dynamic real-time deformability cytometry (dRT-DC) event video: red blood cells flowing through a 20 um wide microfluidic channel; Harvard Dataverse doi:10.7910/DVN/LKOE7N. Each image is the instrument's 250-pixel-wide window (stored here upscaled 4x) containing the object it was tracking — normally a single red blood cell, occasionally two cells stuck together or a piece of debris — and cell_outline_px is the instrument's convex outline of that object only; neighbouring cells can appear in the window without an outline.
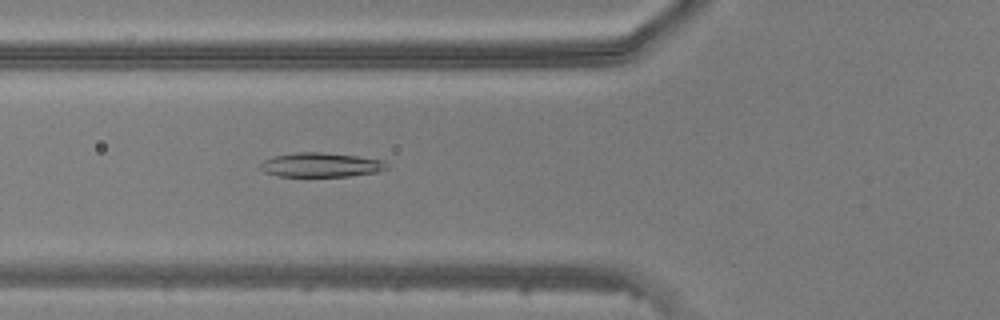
{"species": "common noctule bat (a hibernating species)", "species_latin": "Nyctalus noctula", "temperature_condition": "warm", "stored_images_in_passage": 28, "camera_frame_rate_fps": 3000, "um_per_image_px": 0.085, "animal": {"sex": "male", "body_mass_g": 20.5, "forearm_length_mm": 52.5}, "frame": {"image": 1, "passage_image": 5, "time_ms": 1.333, "image_size_px": [1000, 320], "cell_outline_px": [[388, 168], [376, 172], [348, 176], [276, 176], [264, 172], [260, 168], [260, 164], [264, 160], [276, 156], [296, 152], [320, 152], [356, 156], [384, 160], [388, 164]], "centroid_in_image_um": [27.28, 14.02], "position_along_channel_um": 98.5, "area_um2": 17.8}}
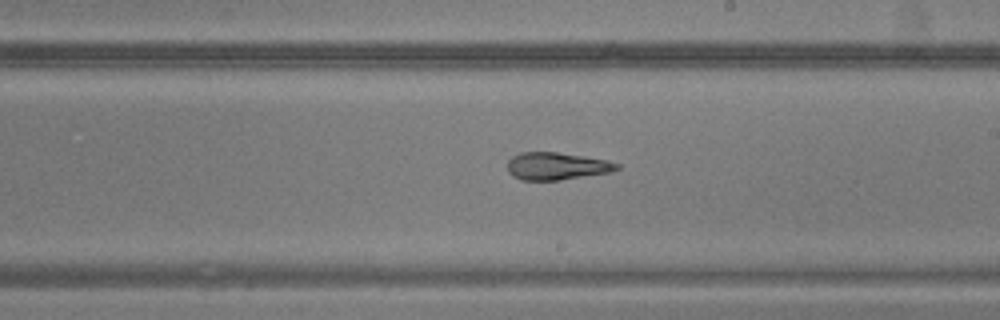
{"frame": {"image": 2, "passage_image": 15, "time_ms": 4.667, "image_size_px": [1000, 320], "cell_outline_px": [[620, 168], [612, 172], [560, 180], [520, 180], [512, 176], [508, 172], [508, 160], [512, 156], [520, 152], [556, 152], [584, 156], [608, 160], [620, 164]], "centroid_in_image_um": [47.32, 14.12], "position_along_channel_um": 241.7, "area_um2": 17.69}}
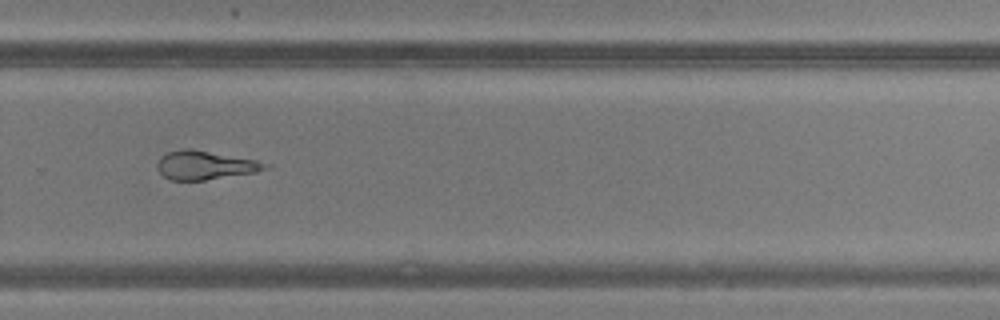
{"frame": {"image": 3, "passage_image": 20, "time_ms": 6.333, "image_size_px": [1000, 320], "cell_outline_px": [[268, 168], [256, 172], [204, 180], [172, 180], [164, 176], [156, 168], [156, 164], [160, 156], [168, 152], [184, 148], [188, 148], [256, 160], [268, 164]], "centroid_in_image_um": [17.38, 14.04], "position_along_channel_um": 312.4, "area_um2": 17.86}}